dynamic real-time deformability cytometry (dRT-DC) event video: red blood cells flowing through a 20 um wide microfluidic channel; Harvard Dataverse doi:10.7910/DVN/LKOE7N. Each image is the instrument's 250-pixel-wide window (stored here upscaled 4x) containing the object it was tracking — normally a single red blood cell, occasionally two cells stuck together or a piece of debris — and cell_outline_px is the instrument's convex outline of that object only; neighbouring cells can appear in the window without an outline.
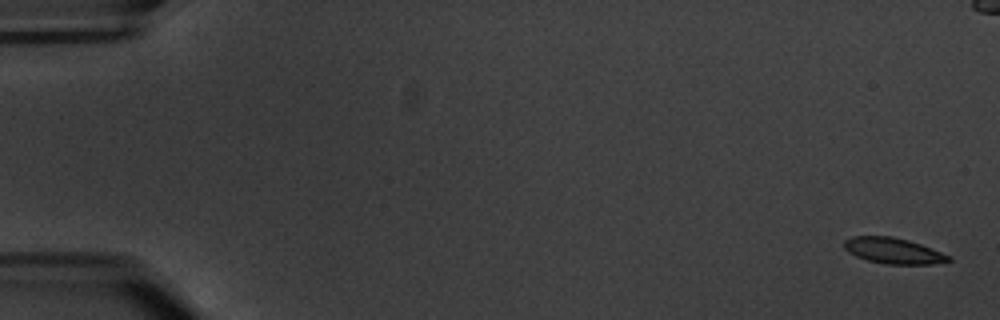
{"species": "common noctule bat (a hibernating species)", "species_latin": "Nyctalus noctula", "temperature_condition": "warm", "stored_images_in_passage": 6, "camera_frame_rate_fps": 3000, "um_per_image_px": 0.085, "animal": {"sex": "male", "body_mass_g": 20.1, "forearm_length_mm": 53.5}, "frame": {"image": 1, "passage_image": 1, "time_ms": 0.0, "image_size_px": [1000, 320], "cell_outline_px": [[952, 260], [932, 264], [884, 264], [868, 260], [856, 256], [848, 252], [844, 248], [844, 240], [852, 236], [892, 236], [908, 240], [920, 244], [952, 256]], "centroid_in_image_um": [75.92, 21.31], "position_along_channel_um": 9.1, "area_um2": 15.72}}
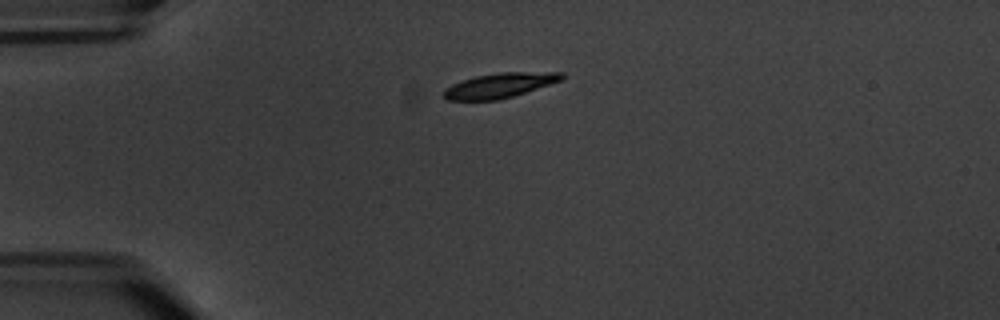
{"frame": {"image": 2, "passage_image": 6, "time_ms": 7.0, "image_size_px": [1000, 320], "cell_outline_px": [[564, 80], [512, 96], [496, 100], [448, 100], [444, 96], [444, 88], [452, 84], [476, 76], [500, 72], [564, 72]], "centroid_in_image_um": [42.51, 7.25], "position_along_channel_um": 42.5, "area_um2": 16.94}}